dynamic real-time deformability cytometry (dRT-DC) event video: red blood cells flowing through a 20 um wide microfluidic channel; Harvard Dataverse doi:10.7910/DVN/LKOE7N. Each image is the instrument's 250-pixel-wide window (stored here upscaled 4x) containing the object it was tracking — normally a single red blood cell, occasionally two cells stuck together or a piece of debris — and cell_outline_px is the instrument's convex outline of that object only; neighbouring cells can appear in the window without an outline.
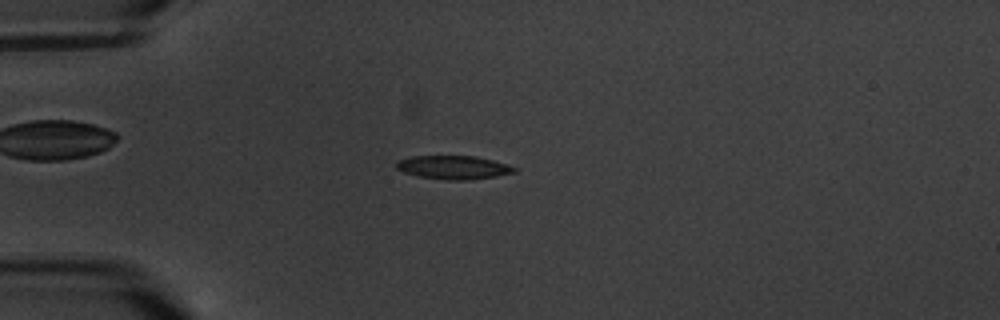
{"species": "common noctule bat (a hibernating species)", "species_latin": "Nyctalus noctula", "temperature_condition": "warm", "stored_images_in_passage": 9, "camera_frame_rate_fps": 3000, "um_per_image_px": 0.085, "animal": {"sex": "male", "body_mass_g": 20.1, "forearm_length_mm": 53.5}, "frame": {"image": 1, "passage_image": 4, "time_ms": 3.333, "image_size_px": [1000, 320], "cell_outline_px": [[516, 172], [496, 176], [468, 180], [448, 180], [420, 176], [404, 172], [396, 168], [396, 164], [400, 160], [412, 156], [476, 156], [492, 160], [516, 168]], "centroid_in_image_um": [38.55, 14.23], "position_along_channel_um": 46.5, "area_um2": 15.9}}
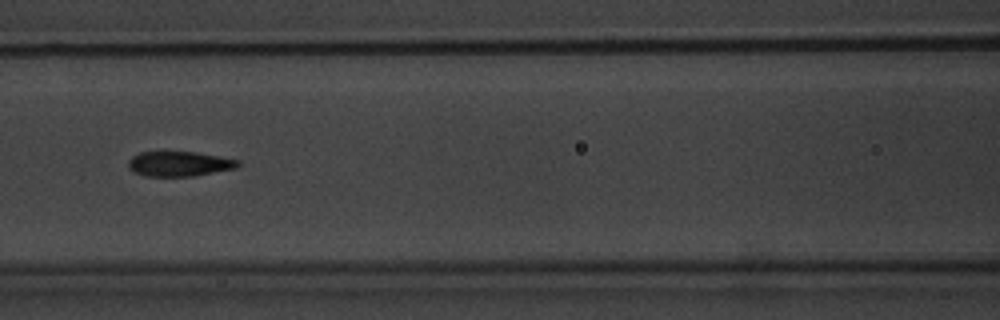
{"frame": {"image": 2, "passage_image": 7, "time_ms": 7.0, "image_size_px": [1000, 320], "cell_outline_px": [[240, 164], [236, 168], [192, 176], [144, 176], [128, 168], [128, 160], [132, 156], [140, 152], [196, 152], [220, 156], [240, 160]], "centroid_in_image_um": [15.24, 13.92], "position_along_channel_um": 151.4, "area_um2": 15.9}}
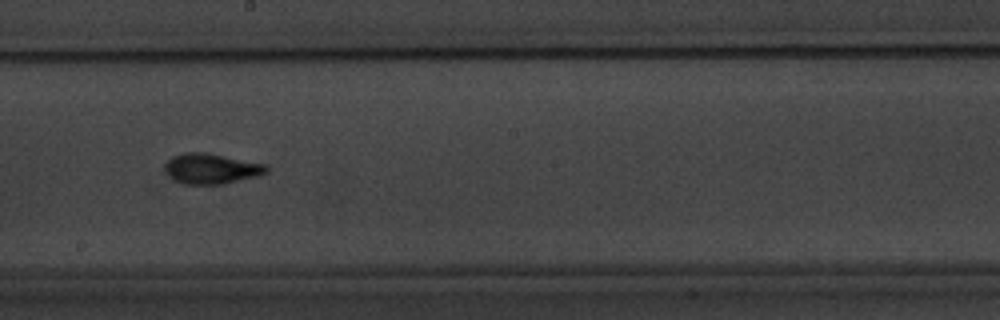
{"frame": {"image": 3, "passage_image": 9, "time_ms": 9.333, "image_size_px": [1000, 320], "cell_outline_px": [[268, 172], [256, 176], [220, 184], [184, 184], [176, 180], [168, 172], [168, 160], [172, 156], [184, 152], [204, 152], [268, 164]], "centroid_in_image_um": [18.03, 14.32], "position_along_channel_um": 230.2, "area_um2": 17.51}}